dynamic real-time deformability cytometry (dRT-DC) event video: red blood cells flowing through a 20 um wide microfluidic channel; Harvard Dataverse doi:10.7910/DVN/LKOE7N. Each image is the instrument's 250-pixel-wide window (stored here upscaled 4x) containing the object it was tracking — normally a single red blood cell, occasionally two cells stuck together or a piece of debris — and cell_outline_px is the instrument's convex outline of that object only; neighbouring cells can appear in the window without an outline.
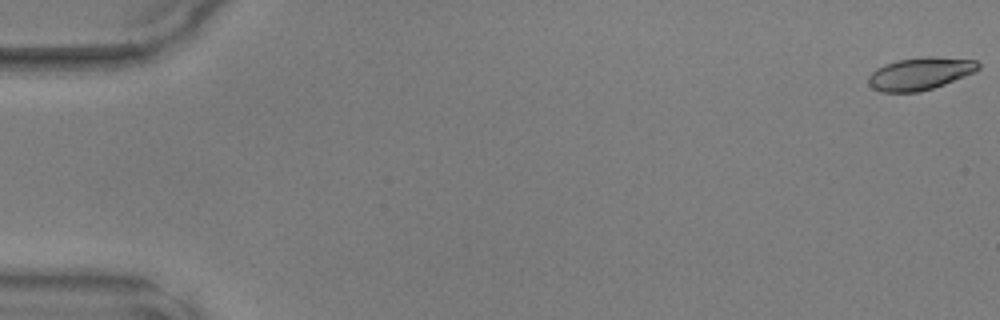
{"species": "common noctule bat (a hibernating species)", "species_latin": "Nyctalus noctula", "temperature_condition": "warm", "stored_images_in_passage": 14, "camera_frame_rate_fps": 3000, "um_per_image_px": 0.085, "animal": {"sex": "male", "body_mass_g": 17.9, "forearm_length_mm": 54.2}, "frame": {"image": 1, "passage_image": 1, "time_ms": 0.0, "image_size_px": [1000, 320], "cell_outline_px": [[980, 68], [976, 72], [944, 84], [920, 92], [880, 92], [872, 88], [868, 84], [868, 76], [876, 68], [884, 64], [896, 60], [920, 56], [932, 56], [976, 60], [980, 64]], "centroid_in_image_um": [78.19, 6.25], "position_along_channel_um": 6.8, "area_um2": 21.1}}
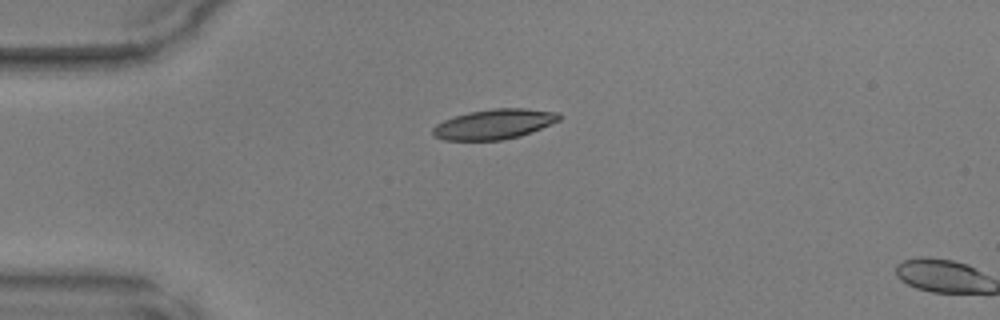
{"frame": {"image": 2, "passage_image": 13, "time_ms": 4.0, "image_size_px": [1000, 320], "cell_outline_px": [[560, 120], [532, 132], [520, 136], [504, 140], [444, 140], [432, 136], [432, 128], [436, 124], [444, 120], [468, 112], [492, 108], [524, 108], [556, 112], [560, 116]], "centroid_in_image_um": [41.98, 10.56], "position_along_channel_um": 43.0, "area_um2": 22.14}}